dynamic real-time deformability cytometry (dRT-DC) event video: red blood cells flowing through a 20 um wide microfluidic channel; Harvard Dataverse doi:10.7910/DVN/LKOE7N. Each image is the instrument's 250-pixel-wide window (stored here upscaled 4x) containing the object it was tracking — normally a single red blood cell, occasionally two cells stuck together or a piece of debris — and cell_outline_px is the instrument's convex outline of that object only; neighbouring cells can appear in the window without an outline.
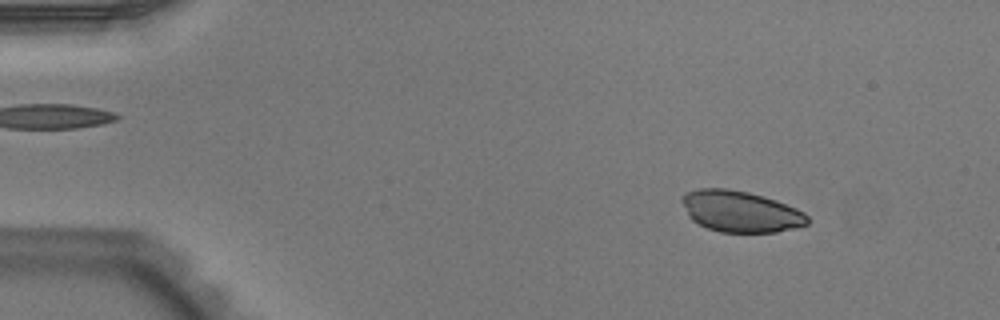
{"species": "Egyptian fruit bat (a non-hibernating species)", "species_latin": "Rousettus aegyptiacus", "temperature_condition": "warm", "stored_images_in_passage": 13, "camera_frame_rate_fps": 3000, "um_per_image_px": 0.085, "animal": {"sex": "male"}, "frame": {"image": 1, "passage_image": 6, "time_ms": 1.667, "image_size_px": [1000, 320], "cell_outline_px": [[808, 224], [796, 228], [776, 232], [720, 232], [708, 228], [692, 220], [688, 216], [680, 200], [680, 196], [688, 192], [700, 188], [728, 188], [748, 192], [764, 196], [776, 200], [796, 208], [804, 212], [808, 216]], "centroid_in_image_um": [62.94, 17.97], "position_along_channel_um": 22.1, "area_um2": 30.29}}